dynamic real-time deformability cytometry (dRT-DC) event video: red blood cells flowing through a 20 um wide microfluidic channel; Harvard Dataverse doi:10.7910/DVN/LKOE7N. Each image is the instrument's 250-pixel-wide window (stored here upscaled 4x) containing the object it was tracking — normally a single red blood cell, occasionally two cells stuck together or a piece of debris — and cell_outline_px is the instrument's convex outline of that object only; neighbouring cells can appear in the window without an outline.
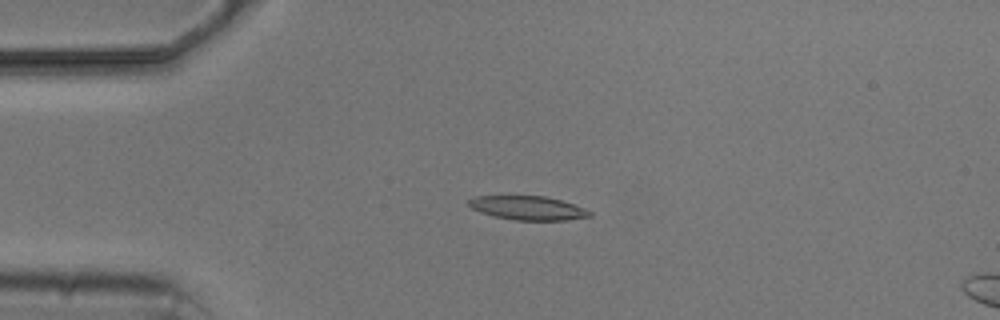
{"species": "common noctule bat (a hibernating species)", "species_latin": "Nyctalus noctula", "temperature_condition": "cold", "stored_images_in_passage": 4, "camera_frame_rate_fps": 3000, "um_per_image_px": 0.085, "animal": {"sex": "male", "body_mass_g": 20.5, "forearm_length_mm": 52.5}, "frame": {"image": 1, "passage_image": 2, "time_ms": 1.667, "image_size_px": [1000, 320], "cell_outline_px": [[592, 216], [568, 220], [516, 220], [492, 216], [480, 212], [472, 208], [468, 204], [468, 200], [476, 196], [544, 196], [560, 200], [584, 208], [592, 212]], "centroid_in_image_um": [44.87, 17.68], "position_along_channel_um": 40.1, "area_um2": 16.76}}